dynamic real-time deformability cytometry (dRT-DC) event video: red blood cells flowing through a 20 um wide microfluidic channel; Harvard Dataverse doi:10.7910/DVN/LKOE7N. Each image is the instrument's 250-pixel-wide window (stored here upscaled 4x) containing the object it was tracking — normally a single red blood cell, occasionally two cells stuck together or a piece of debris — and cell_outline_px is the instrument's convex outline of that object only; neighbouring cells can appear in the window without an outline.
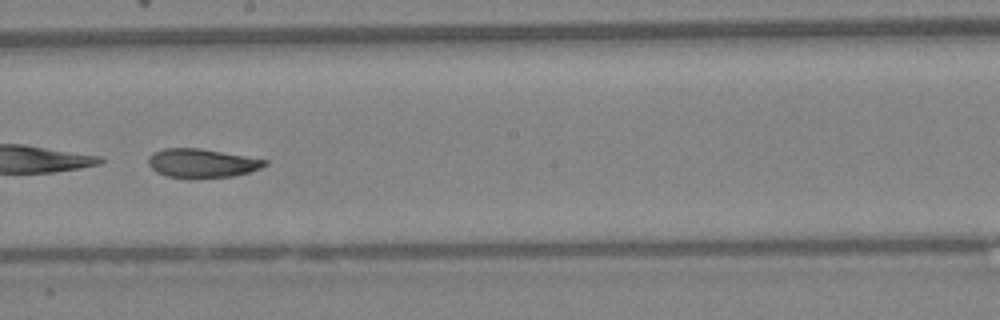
{"species": "Egyptian fruit bat (a non-hibernating species)", "species_latin": "Rousettus aegyptiacus", "temperature_condition": "warm", "stored_images_in_passage": 45, "camera_frame_rate_fps": 3000, "um_per_image_px": 0.085, "animal": {"sex": "female"}, "frame": {"image": 1, "passage_image": 26, "time_ms": 8.333, "image_size_px": [1000, 320], "cell_outline_px": [[268, 164], [260, 168], [248, 172], [232, 176], [188, 180], [168, 176], [156, 172], [148, 164], [148, 156], [152, 152], [164, 148], [200, 148], [268, 160]], "centroid_in_image_um": [17.12, 13.89], "position_along_channel_um": 231.1, "area_um2": 19.94}}
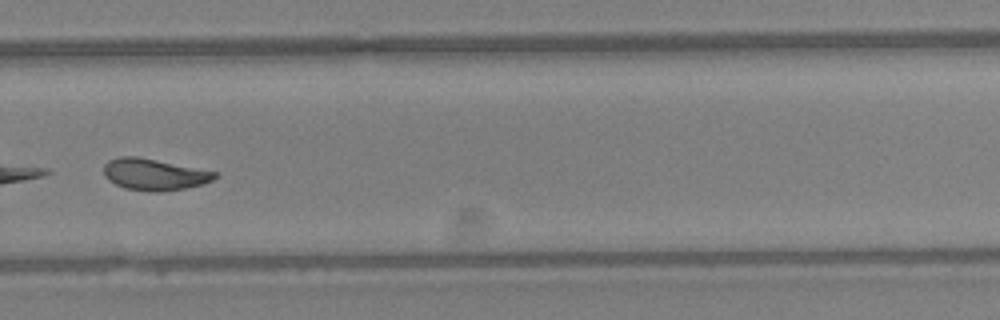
{"frame": {"image": 2, "passage_image": 32, "time_ms": 10.333, "image_size_px": [1000, 320], "cell_outline_px": [[220, 176], [212, 180], [200, 184], [184, 188], [164, 192], [156, 192], [124, 188], [108, 180], [104, 176], [104, 164], [108, 160], [120, 156], [136, 156], [220, 172]], "centroid_in_image_um": [13.12, 14.82], "position_along_channel_um": 316.7, "area_um2": 20.52}, "authors_computed_cell_mechanics": {"area_um2": 20.9236, "velocity_mm_per_s": 4.2853, "shape_relaxation_time_tau1_ms": 6.6577, "shape_relaxation_time_tau2_ms": 2.7307, "deformation_change_tau1": 0.1917, "deformation_change_tau2": 0.0737}}